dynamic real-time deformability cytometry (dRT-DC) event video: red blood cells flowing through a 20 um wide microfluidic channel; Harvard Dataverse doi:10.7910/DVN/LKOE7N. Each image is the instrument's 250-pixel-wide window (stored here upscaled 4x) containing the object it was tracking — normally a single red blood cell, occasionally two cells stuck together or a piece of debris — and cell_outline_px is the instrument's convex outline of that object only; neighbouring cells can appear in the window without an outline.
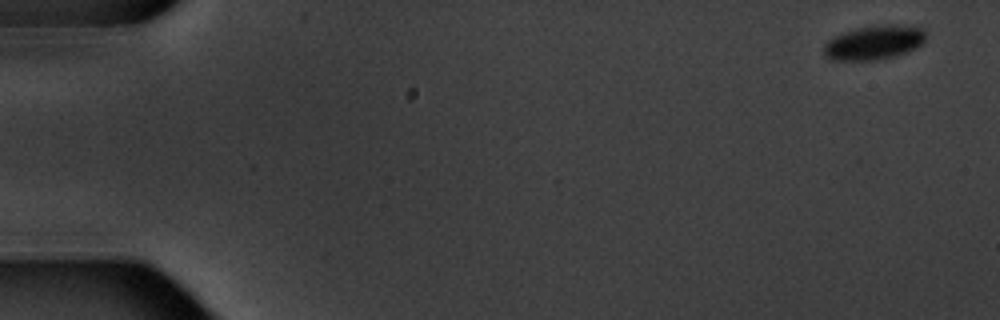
{"species": "common noctule bat (a hibernating species)", "species_latin": "Nyctalus noctula", "temperature_condition": "warm", "stored_images_in_passage": 5, "camera_frame_rate_fps": 3000, "um_per_image_px": 0.085, "animal": {"sex": "male", "body_mass_g": 20.1, "forearm_length_mm": 53.5}, "frame": {"image": 1, "passage_image": 1, "time_ms": 0.0, "image_size_px": [1000, 320], "cell_outline_px": [[924, 44], [916, 48], [880, 60], [828, 60], [824, 56], [824, 44], [828, 40], [844, 32], [860, 28], [920, 28], [924, 32]], "centroid_in_image_um": [74.19, 3.7], "position_along_channel_um": 10.8, "area_um2": 19.07}}